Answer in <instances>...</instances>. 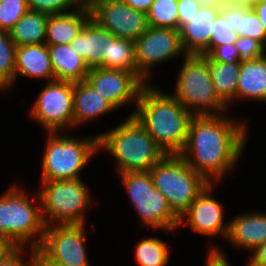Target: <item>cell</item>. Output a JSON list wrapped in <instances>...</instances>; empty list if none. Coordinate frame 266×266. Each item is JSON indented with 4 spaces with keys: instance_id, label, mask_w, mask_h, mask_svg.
I'll return each mask as SVG.
<instances>
[{
    "instance_id": "d4e9b609",
    "label": "cell",
    "mask_w": 266,
    "mask_h": 266,
    "mask_svg": "<svg viewBox=\"0 0 266 266\" xmlns=\"http://www.w3.org/2000/svg\"><path fill=\"white\" fill-rule=\"evenodd\" d=\"M49 15L28 10L9 30L16 46L45 43Z\"/></svg>"
},
{
    "instance_id": "e0dca14e",
    "label": "cell",
    "mask_w": 266,
    "mask_h": 266,
    "mask_svg": "<svg viewBox=\"0 0 266 266\" xmlns=\"http://www.w3.org/2000/svg\"><path fill=\"white\" fill-rule=\"evenodd\" d=\"M220 9L201 6L180 30L181 45L185 55H206L209 52L211 28Z\"/></svg>"
},
{
    "instance_id": "ffe728a7",
    "label": "cell",
    "mask_w": 266,
    "mask_h": 266,
    "mask_svg": "<svg viewBox=\"0 0 266 266\" xmlns=\"http://www.w3.org/2000/svg\"><path fill=\"white\" fill-rule=\"evenodd\" d=\"M117 109L86 81L73 83V128Z\"/></svg>"
},
{
    "instance_id": "5b68a950",
    "label": "cell",
    "mask_w": 266,
    "mask_h": 266,
    "mask_svg": "<svg viewBox=\"0 0 266 266\" xmlns=\"http://www.w3.org/2000/svg\"><path fill=\"white\" fill-rule=\"evenodd\" d=\"M47 134L41 162V181L81 178L82 169L99 153L98 135L76 138L62 131Z\"/></svg>"
},
{
    "instance_id": "c3c4849f",
    "label": "cell",
    "mask_w": 266,
    "mask_h": 266,
    "mask_svg": "<svg viewBox=\"0 0 266 266\" xmlns=\"http://www.w3.org/2000/svg\"><path fill=\"white\" fill-rule=\"evenodd\" d=\"M255 2H264V3H266V0H255Z\"/></svg>"
},
{
    "instance_id": "f6af8a7d",
    "label": "cell",
    "mask_w": 266,
    "mask_h": 266,
    "mask_svg": "<svg viewBox=\"0 0 266 266\" xmlns=\"http://www.w3.org/2000/svg\"><path fill=\"white\" fill-rule=\"evenodd\" d=\"M225 2H231L237 5H245L247 7H252L255 3V0H224Z\"/></svg>"
},
{
    "instance_id": "74e56055",
    "label": "cell",
    "mask_w": 266,
    "mask_h": 266,
    "mask_svg": "<svg viewBox=\"0 0 266 266\" xmlns=\"http://www.w3.org/2000/svg\"><path fill=\"white\" fill-rule=\"evenodd\" d=\"M205 266H231V263L222 250L212 245L208 249Z\"/></svg>"
},
{
    "instance_id": "8d00e7d4",
    "label": "cell",
    "mask_w": 266,
    "mask_h": 266,
    "mask_svg": "<svg viewBox=\"0 0 266 266\" xmlns=\"http://www.w3.org/2000/svg\"><path fill=\"white\" fill-rule=\"evenodd\" d=\"M25 247H16L11 253H9L5 258L0 260V266H33V256L34 250L29 249L30 257L25 262L22 255L25 253Z\"/></svg>"
},
{
    "instance_id": "3957f363",
    "label": "cell",
    "mask_w": 266,
    "mask_h": 266,
    "mask_svg": "<svg viewBox=\"0 0 266 266\" xmlns=\"http://www.w3.org/2000/svg\"><path fill=\"white\" fill-rule=\"evenodd\" d=\"M98 150L110 153L117 160L118 174L149 171L166 155L134 115L101 132Z\"/></svg>"
},
{
    "instance_id": "9a60e30c",
    "label": "cell",
    "mask_w": 266,
    "mask_h": 266,
    "mask_svg": "<svg viewBox=\"0 0 266 266\" xmlns=\"http://www.w3.org/2000/svg\"><path fill=\"white\" fill-rule=\"evenodd\" d=\"M214 185L210 183L193 201L189 209L179 218L178 226H190L193 232L210 238L219 236L227 239L229 222H224V207L211 194Z\"/></svg>"
},
{
    "instance_id": "52a82bcc",
    "label": "cell",
    "mask_w": 266,
    "mask_h": 266,
    "mask_svg": "<svg viewBox=\"0 0 266 266\" xmlns=\"http://www.w3.org/2000/svg\"><path fill=\"white\" fill-rule=\"evenodd\" d=\"M149 173L154 187L164 195L171 209L179 217L210 184L180 155L166 154Z\"/></svg>"
},
{
    "instance_id": "f1b7e54d",
    "label": "cell",
    "mask_w": 266,
    "mask_h": 266,
    "mask_svg": "<svg viewBox=\"0 0 266 266\" xmlns=\"http://www.w3.org/2000/svg\"><path fill=\"white\" fill-rule=\"evenodd\" d=\"M16 48L9 33L0 30V92L14 84Z\"/></svg>"
},
{
    "instance_id": "7dc6e473",
    "label": "cell",
    "mask_w": 266,
    "mask_h": 266,
    "mask_svg": "<svg viewBox=\"0 0 266 266\" xmlns=\"http://www.w3.org/2000/svg\"><path fill=\"white\" fill-rule=\"evenodd\" d=\"M93 1H95V0H87L85 3H86L87 5H90Z\"/></svg>"
},
{
    "instance_id": "e575fe53",
    "label": "cell",
    "mask_w": 266,
    "mask_h": 266,
    "mask_svg": "<svg viewBox=\"0 0 266 266\" xmlns=\"http://www.w3.org/2000/svg\"><path fill=\"white\" fill-rule=\"evenodd\" d=\"M206 56L214 62L240 63L238 61L239 52L235 43L213 47Z\"/></svg>"
},
{
    "instance_id": "4316f807",
    "label": "cell",
    "mask_w": 266,
    "mask_h": 266,
    "mask_svg": "<svg viewBox=\"0 0 266 266\" xmlns=\"http://www.w3.org/2000/svg\"><path fill=\"white\" fill-rule=\"evenodd\" d=\"M99 67L130 71L145 85L151 84V82L138 71L135 59V43L128 39L116 37L111 41L110 58H106Z\"/></svg>"
},
{
    "instance_id": "5bb4252c",
    "label": "cell",
    "mask_w": 266,
    "mask_h": 266,
    "mask_svg": "<svg viewBox=\"0 0 266 266\" xmlns=\"http://www.w3.org/2000/svg\"><path fill=\"white\" fill-rule=\"evenodd\" d=\"M85 81L116 109L133 102L137 105L145 84L133 73L120 69L90 68Z\"/></svg>"
},
{
    "instance_id": "6da1fadb",
    "label": "cell",
    "mask_w": 266,
    "mask_h": 266,
    "mask_svg": "<svg viewBox=\"0 0 266 266\" xmlns=\"http://www.w3.org/2000/svg\"><path fill=\"white\" fill-rule=\"evenodd\" d=\"M245 121L227 115H194L179 154L209 183L217 184L240 159L248 132Z\"/></svg>"
},
{
    "instance_id": "f546056e",
    "label": "cell",
    "mask_w": 266,
    "mask_h": 266,
    "mask_svg": "<svg viewBox=\"0 0 266 266\" xmlns=\"http://www.w3.org/2000/svg\"><path fill=\"white\" fill-rule=\"evenodd\" d=\"M178 0H154L147 13L148 26L178 30Z\"/></svg>"
},
{
    "instance_id": "cb8c5ba5",
    "label": "cell",
    "mask_w": 266,
    "mask_h": 266,
    "mask_svg": "<svg viewBox=\"0 0 266 266\" xmlns=\"http://www.w3.org/2000/svg\"><path fill=\"white\" fill-rule=\"evenodd\" d=\"M220 13L232 25L238 36L250 37L266 48V29L252 7L225 2Z\"/></svg>"
},
{
    "instance_id": "7c38bea8",
    "label": "cell",
    "mask_w": 266,
    "mask_h": 266,
    "mask_svg": "<svg viewBox=\"0 0 266 266\" xmlns=\"http://www.w3.org/2000/svg\"><path fill=\"white\" fill-rule=\"evenodd\" d=\"M134 43L138 71L150 82L152 67L185 56L180 31L174 28L149 26Z\"/></svg>"
},
{
    "instance_id": "9c48e42d",
    "label": "cell",
    "mask_w": 266,
    "mask_h": 266,
    "mask_svg": "<svg viewBox=\"0 0 266 266\" xmlns=\"http://www.w3.org/2000/svg\"><path fill=\"white\" fill-rule=\"evenodd\" d=\"M142 224L167 233L179 228V216L155 187L149 171L119 174Z\"/></svg>"
},
{
    "instance_id": "60d3db41",
    "label": "cell",
    "mask_w": 266,
    "mask_h": 266,
    "mask_svg": "<svg viewBox=\"0 0 266 266\" xmlns=\"http://www.w3.org/2000/svg\"><path fill=\"white\" fill-rule=\"evenodd\" d=\"M33 266H62L50 261L39 249L34 250Z\"/></svg>"
},
{
    "instance_id": "83f0119b",
    "label": "cell",
    "mask_w": 266,
    "mask_h": 266,
    "mask_svg": "<svg viewBox=\"0 0 266 266\" xmlns=\"http://www.w3.org/2000/svg\"><path fill=\"white\" fill-rule=\"evenodd\" d=\"M134 248V259L139 266H166L170 261L169 247L157 237H146Z\"/></svg>"
},
{
    "instance_id": "4dcf8cb0",
    "label": "cell",
    "mask_w": 266,
    "mask_h": 266,
    "mask_svg": "<svg viewBox=\"0 0 266 266\" xmlns=\"http://www.w3.org/2000/svg\"><path fill=\"white\" fill-rule=\"evenodd\" d=\"M27 0H0V30H9L28 11Z\"/></svg>"
},
{
    "instance_id": "603a6c76",
    "label": "cell",
    "mask_w": 266,
    "mask_h": 266,
    "mask_svg": "<svg viewBox=\"0 0 266 266\" xmlns=\"http://www.w3.org/2000/svg\"><path fill=\"white\" fill-rule=\"evenodd\" d=\"M254 99L266 103V53L241 63L236 101Z\"/></svg>"
},
{
    "instance_id": "bcb514c9",
    "label": "cell",
    "mask_w": 266,
    "mask_h": 266,
    "mask_svg": "<svg viewBox=\"0 0 266 266\" xmlns=\"http://www.w3.org/2000/svg\"><path fill=\"white\" fill-rule=\"evenodd\" d=\"M247 266H266V265H263V264H247Z\"/></svg>"
},
{
    "instance_id": "8fae6325",
    "label": "cell",
    "mask_w": 266,
    "mask_h": 266,
    "mask_svg": "<svg viewBox=\"0 0 266 266\" xmlns=\"http://www.w3.org/2000/svg\"><path fill=\"white\" fill-rule=\"evenodd\" d=\"M86 224L45 226L38 248L50 261L62 266H90L86 252Z\"/></svg>"
},
{
    "instance_id": "d590c367",
    "label": "cell",
    "mask_w": 266,
    "mask_h": 266,
    "mask_svg": "<svg viewBox=\"0 0 266 266\" xmlns=\"http://www.w3.org/2000/svg\"><path fill=\"white\" fill-rule=\"evenodd\" d=\"M178 30L180 31L186 24L187 20L192 18L198 12L201 5L197 0H178Z\"/></svg>"
},
{
    "instance_id": "7bdbcfd3",
    "label": "cell",
    "mask_w": 266,
    "mask_h": 266,
    "mask_svg": "<svg viewBox=\"0 0 266 266\" xmlns=\"http://www.w3.org/2000/svg\"><path fill=\"white\" fill-rule=\"evenodd\" d=\"M253 10L257 14L258 18L260 19L262 25L266 29V3L264 2H255L252 5Z\"/></svg>"
},
{
    "instance_id": "2e32d148",
    "label": "cell",
    "mask_w": 266,
    "mask_h": 266,
    "mask_svg": "<svg viewBox=\"0 0 266 266\" xmlns=\"http://www.w3.org/2000/svg\"><path fill=\"white\" fill-rule=\"evenodd\" d=\"M115 38L111 32L90 18L70 45L89 68H94L99 67L106 58H110L111 41Z\"/></svg>"
},
{
    "instance_id": "d6986e66",
    "label": "cell",
    "mask_w": 266,
    "mask_h": 266,
    "mask_svg": "<svg viewBox=\"0 0 266 266\" xmlns=\"http://www.w3.org/2000/svg\"><path fill=\"white\" fill-rule=\"evenodd\" d=\"M19 76L48 80V82L55 80L46 43L17 46L14 83Z\"/></svg>"
},
{
    "instance_id": "277c9868",
    "label": "cell",
    "mask_w": 266,
    "mask_h": 266,
    "mask_svg": "<svg viewBox=\"0 0 266 266\" xmlns=\"http://www.w3.org/2000/svg\"><path fill=\"white\" fill-rule=\"evenodd\" d=\"M30 197L15 184L0 195V234L15 247L31 246L37 250L43 241L45 224L38 192L33 195L34 202Z\"/></svg>"
},
{
    "instance_id": "ab89813d",
    "label": "cell",
    "mask_w": 266,
    "mask_h": 266,
    "mask_svg": "<svg viewBox=\"0 0 266 266\" xmlns=\"http://www.w3.org/2000/svg\"><path fill=\"white\" fill-rule=\"evenodd\" d=\"M123 1L133 9L147 14L154 0H123Z\"/></svg>"
},
{
    "instance_id": "ac0fdd59",
    "label": "cell",
    "mask_w": 266,
    "mask_h": 266,
    "mask_svg": "<svg viewBox=\"0 0 266 266\" xmlns=\"http://www.w3.org/2000/svg\"><path fill=\"white\" fill-rule=\"evenodd\" d=\"M227 239L238 249L253 251L266 242V213H241L229 221Z\"/></svg>"
},
{
    "instance_id": "ee69618b",
    "label": "cell",
    "mask_w": 266,
    "mask_h": 266,
    "mask_svg": "<svg viewBox=\"0 0 266 266\" xmlns=\"http://www.w3.org/2000/svg\"><path fill=\"white\" fill-rule=\"evenodd\" d=\"M203 7H213L217 9H222L225 3L224 0H197Z\"/></svg>"
},
{
    "instance_id": "7a4b0ae2",
    "label": "cell",
    "mask_w": 266,
    "mask_h": 266,
    "mask_svg": "<svg viewBox=\"0 0 266 266\" xmlns=\"http://www.w3.org/2000/svg\"><path fill=\"white\" fill-rule=\"evenodd\" d=\"M130 115L144 126L165 154L179 155L183 151L194 115L170 93L157 89L152 83L146 84Z\"/></svg>"
},
{
    "instance_id": "ba28073f",
    "label": "cell",
    "mask_w": 266,
    "mask_h": 266,
    "mask_svg": "<svg viewBox=\"0 0 266 266\" xmlns=\"http://www.w3.org/2000/svg\"><path fill=\"white\" fill-rule=\"evenodd\" d=\"M83 179L42 181L38 195L45 226L86 224L84 213L91 208V195Z\"/></svg>"
},
{
    "instance_id": "1f68e13d",
    "label": "cell",
    "mask_w": 266,
    "mask_h": 266,
    "mask_svg": "<svg viewBox=\"0 0 266 266\" xmlns=\"http://www.w3.org/2000/svg\"><path fill=\"white\" fill-rule=\"evenodd\" d=\"M238 37L232 25L219 13L213 22V28H211L209 51L218 45L233 44Z\"/></svg>"
},
{
    "instance_id": "b9f144b4",
    "label": "cell",
    "mask_w": 266,
    "mask_h": 266,
    "mask_svg": "<svg viewBox=\"0 0 266 266\" xmlns=\"http://www.w3.org/2000/svg\"><path fill=\"white\" fill-rule=\"evenodd\" d=\"M16 247L3 235L0 234V260L5 258Z\"/></svg>"
},
{
    "instance_id": "836d02e7",
    "label": "cell",
    "mask_w": 266,
    "mask_h": 266,
    "mask_svg": "<svg viewBox=\"0 0 266 266\" xmlns=\"http://www.w3.org/2000/svg\"><path fill=\"white\" fill-rule=\"evenodd\" d=\"M235 46L239 52L240 63L252 61L266 53V48L250 37L239 36L235 41Z\"/></svg>"
},
{
    "instance_id": "7402d4cb",
    "label": "cell",
    "mask_w": 266,
    "mask_h": 266,
    "mask_svg": "<svg viewBox=\"0 0 266 266\" xmlns=\"http://www.w3.org/2000/svg\"><path fill=\"white\" fill-rule=\"evenodd\" d=\"M47 45L55 80L73 83L85 81L90 68L70 44Z\"/></svg>"
},
{
    "instance_id": "d6a6232c",
    "label": "cell",
    "mask_w": 266,
    "mask_h": 266,
    "mask_svg": "<svg viewBox=\"0 0 266 266\" xmlns=\"http://www.w3.org/2000/svg\"><path fill=\"white\" fill-rule=\"evenodd\" d=\"M82 4L80 0H27L28 9L48 15L70 12Z\"/></svg>"
},
{
    "instance_id": "30bf717a",
    "label": "cell",
    "mask_w": 266,
    "mask_h": 266,
    "mask_svg": "<svg viewBox=\"0 0 266 266\" xmlns=\"http://www.w3.org/2000/svg\"><path fill=\"white\" fill-rule=\"evenodd\" d=\"M47 132L73 129V82L51 81L42 88L29 112Z\"/></svg>"
},
{
    "instance_id": "8992f818",
    "label": "cell",
    "mask_w": 266,
    "mask_h": 266,
    "mask_svg": "<svg viewBox=\"0 0 266 266\" xmlns=\"http://www.w3.org/2000/svg\"><path fill=\"white\" fill-rule=\"evenodd\" d=\"M177 75L172 96L193 115H220L229 111L215 92L206 55H185Z\"/></svg>"
},
{
    "instance_id": "484cf974",
    "label": "cell",
    "mask_w": 266,
    "mask_h": 266,
    "mask_svg": "<svg viewBox=\"0 0 266 266\" xmlns=\"http://www.w3.org/2000/svg\"><path fill=\"white\" fill-rule=\"evenodd\" d=\"M240 69L241 63L214 62L209 59V73L215 92L228 107L236 100Z\"/></svg>"
},
{
    "instance_id": "4fadbf2b",
    "label": "cell",
    "mask_w": 266,
    "mask_h": 266,
    "mask_svg": "<svg viewBox=\"0 0 266 266\" xmlns=\"http://www.w3.org/2000/svg\"><path fill=\"white\" fill-rule=\"evenodd\" d=\"M91 18L115 37L135 41L148 29L147 14L123 0H95L90 5Z\"/></svg>"
},
{
    "instance_id": "44dd1931",
    "label": "cell",
    "mask_w": 266,
    "mask_h": 266,
    "mask_svg": "<svg viewBox=\"0 0 266 266\" xmlns=\"http://www.w3.org/2000/svg\"><path fill=\"white\" fill-rule=\"evenodd\" d=\"M90 18L91 10L86 3L67 13L49 15L45 43L71 44Z\"/></svg>"
},
{
    "instance_id": "f35d334b",
    "label": "cell",
    "mask_w": 266,
    "mask_h": 266,
    "mask_svg": "<svg viewBox=\"0 0 266 266\" xmlns=\"http://www.w3.org/2000/svg\"><path fill=\"white\" fill-rule=\"evenodd\" d=\"M247 264H263L266 265V242L257 246L250 256Z\"/></svg>"
}]
</instances>
